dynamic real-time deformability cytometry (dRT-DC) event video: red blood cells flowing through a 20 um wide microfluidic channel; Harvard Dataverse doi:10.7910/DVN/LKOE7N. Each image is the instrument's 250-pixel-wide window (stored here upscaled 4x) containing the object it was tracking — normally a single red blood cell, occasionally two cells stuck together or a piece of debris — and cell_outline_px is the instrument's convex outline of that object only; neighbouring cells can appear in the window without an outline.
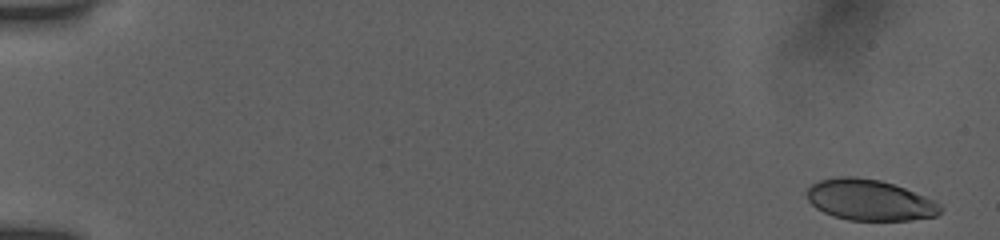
{"species": "human", "species_latin": "Homo sapiens", "temperature_condition": "room temperature", "stored_images_in_passage": 48, "camera_frame_rate_fps": 3000, "um_per_image_px": 0.085, "donor": {"sex": "female"}, "frame": {"image": 1, "passage_image": 3, "time_ms": 0.667, "image_size_px": [1000, 240], "cell_outline_px": [[944, 208], [936, 216], [912, 220], [848, 220], [832, 216], [816, 208], [808, 200], [804, 192], [812, 184], [820, 180], [836, 176], [856, 176], [880, 180], [904, 188], [924, 196], [940, 204]], "centroid_in_image_um": [73.88, 17.0], "position_along_channel_um": 11.1, "area_um2": 31.96}}
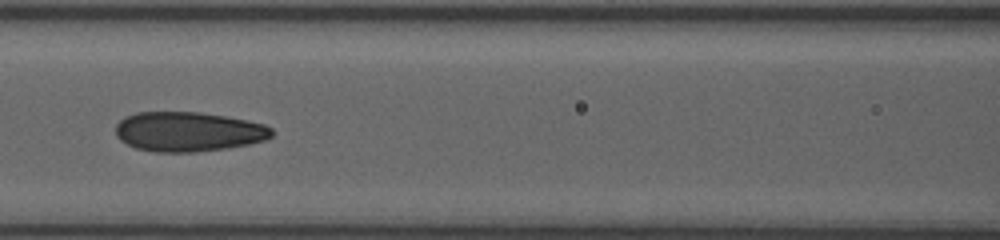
{"frame": {"image": 2, "passage_image": 27, "time_ms": 8.667, "image_size_px": [1000, 240], "cell_outline_px": [[272, 136], [264, 140], [248, 144], [228, 148], [196, 152], [152, 152], [136, 148], [120, 140], [116, 136], [116, 124], [124, 116], [136, 112], [200, 112], [224, 116], [264, 124], [272, 128]], "centroid_in_image_um": [15.97, 11.19], "position_along_channel_um": 150.6, "area_um2": 36.13}}
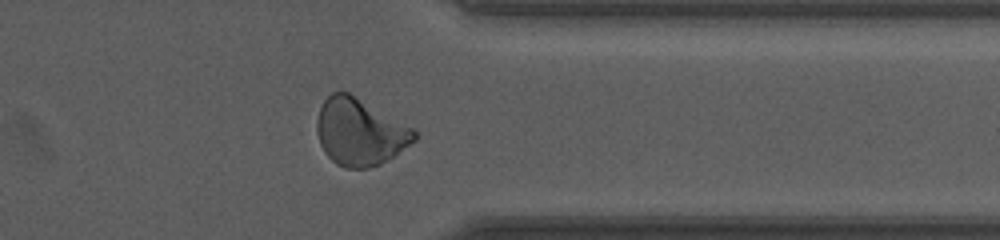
{"frame": {"image": 3, "passage_image": 45, "time_ms": 14.667, "image_size_px": [1000, 240], "cell_outline_px": [[416, 140], [380, 164], [368, 168], [344, 168], [336, 164], [324, 152], [320, 144], [316, 132], [316, 120], [320, 108], [324, 100], [332, 92], [348, 92], [412, 128], [416, 132]], "centroid_in_image_um": [30.53, 11.23], "position_along_channel_um": 380.9, "area_um2": 37.51}, "authors_computed_cell_mechanics": {"area_um2": 35.1713, "velocity_mm_per_s": 3.8885, "shape_relaxation_time_tau1_ms": 11.0747, "shape_relaxation_time_tau2_ms": 1.1533, "deformation_change_tau1": 0.2619, "deformation_change_tau2": 0.0798}}